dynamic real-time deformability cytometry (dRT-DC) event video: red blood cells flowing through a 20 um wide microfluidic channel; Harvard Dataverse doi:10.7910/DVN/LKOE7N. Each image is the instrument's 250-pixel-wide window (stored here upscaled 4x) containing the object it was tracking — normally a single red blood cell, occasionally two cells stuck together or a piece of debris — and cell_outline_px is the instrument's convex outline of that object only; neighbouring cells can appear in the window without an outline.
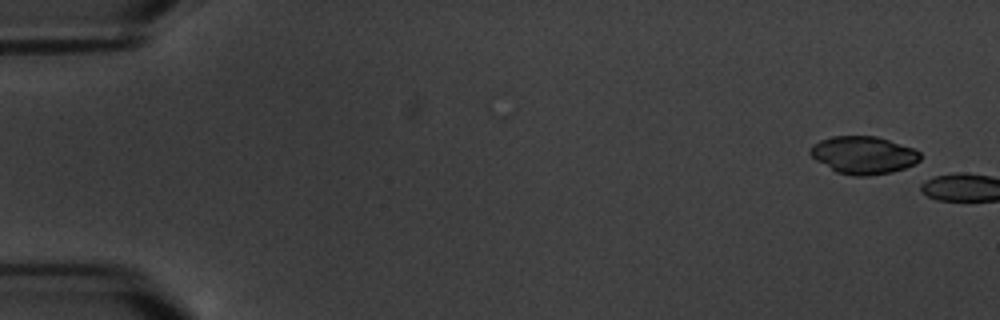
{"species": "common noctule bat (a hibernating species)", "species_latin": "Nyctalus noctula", "temperature_condition": "warm", "stored_images_in_passage": 2, "camera_frame_rate_fps": 3000, "um_per_image_px": 0.085, "animal": {"sex": "male", "body_mass_g": 20.1, "forearm_length_mm": 53.5}, "frame": {"image": 1, "passage_image": 1, "time_ms": 0.0, "image_size_px": [1000, 320], "cell_outline_px": [[920, 160], [916, 164], [892, 172], [868, 176], [856, 176], [836, 172], [816, 160], [808, 152], [812, 144], [820, 140], [832, 136], [876, 136], [912, 148], [920, 152]], "centroid_in_image_um": [73.37, 13.18], "position_along_channel_um": 11.6, "area_um2": 24.1}}